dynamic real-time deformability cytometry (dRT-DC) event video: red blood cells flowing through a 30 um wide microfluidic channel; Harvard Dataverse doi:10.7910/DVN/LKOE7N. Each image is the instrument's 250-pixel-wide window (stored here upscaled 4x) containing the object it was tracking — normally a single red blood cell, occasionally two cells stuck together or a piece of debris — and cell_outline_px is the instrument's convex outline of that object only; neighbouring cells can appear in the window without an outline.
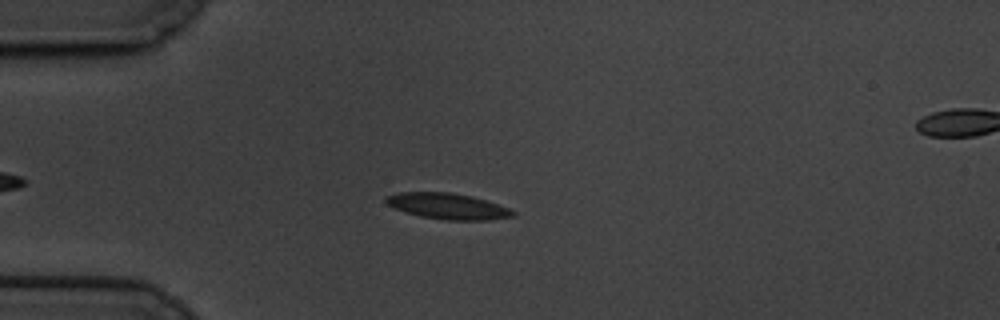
{"species": "common noctule bat (a hibernating species)", "species_latin": "Nyctalus noctula", "temperature_condition": "cold", "stored_images_in_passage": 56, "camera_frame_rate_fps": 3000, "um_per_image_px": 0.085, "animal": {"sex": "male", "body_mass_g": 19.5, "forearm_length_mm": 54.6}, "frame": {"image": 1, "passage_image": 12, "time_ms": 3.667, "image_size_px": [1000, 320], "cell_outline_px": [[516, 216], [488, 220], [444, 220], [420, 216], [404, 212], [388, 204], [384, 200], [384, 196], [396, 192], [452, 192], [472, 196], [508, 208], [516, 212]], "centroid_in_image_um": [38.03, 17.52], "position_along_channel_um": 47.0, "area_um2": 19.25}}
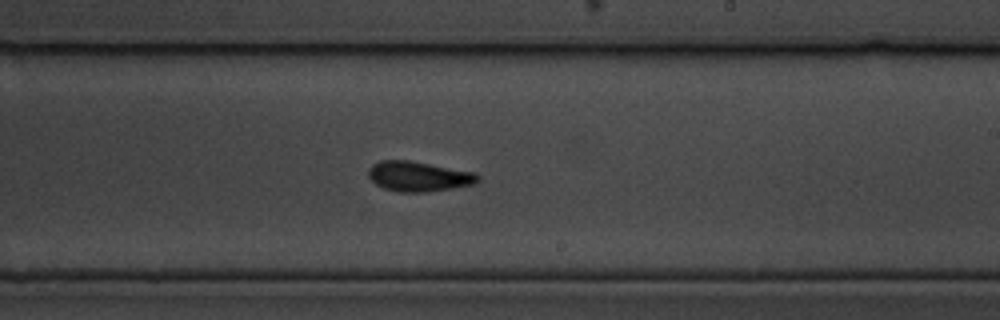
{"frame": {"image": 2, "passage_image": 32, "time_ms": 10.333, "image_size_px": [1000, 320], "cell_outline_px": [[480, 180], [476, 184], [452, 188], [424, 192], [400, 192], [384, 188], [376, 184], [368, 176], [368, 168], [372, 164], [380, 160], [408, 160], [476, 172], [480, 176]], "centroid_in_image_um": [35.6, 14.99], "position_along_channel_um": 253.4, "area_um2": 19.25}}
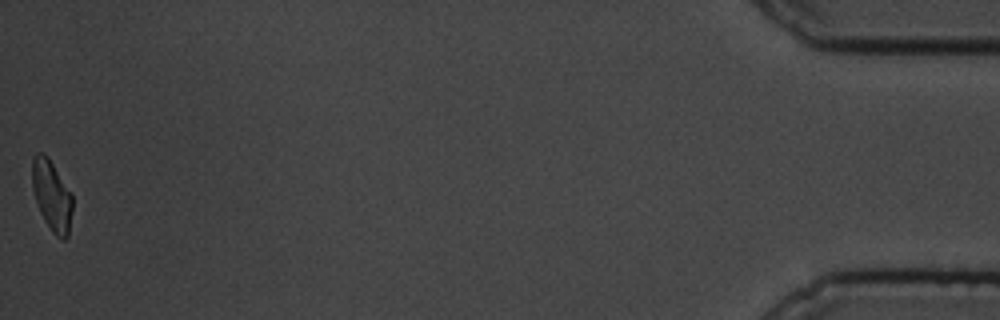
{"frame": {"image": 3, "passage_image": 56, "time_ms": 18.333, "image_size_px": [1000, 320], "cell_outline_px": [[72, 212], [68, 236], [64, 240], [60, 240], [52, 232], [44, 220], [40, 212], [32, 188], [32, 160], [36, 152], [44, 152], [48, 156], [72, 192]], "centroid_in_image_um": [4.41, 16.61], "position_along_channel_um": 430.8, "area_um2": 16.88}, "authors_computed_cell_mechanics": {"area_um2": 18.2937, "velocity_mm_per_s": 3.3583, "shape_relaxation_time_tau1_ms": 3.3067, "shape_relaxation_time_tau2_ms": 3.5291, "deformation_change_tau1": 0.1066, "deformation_change_tau2": 0.0893}}